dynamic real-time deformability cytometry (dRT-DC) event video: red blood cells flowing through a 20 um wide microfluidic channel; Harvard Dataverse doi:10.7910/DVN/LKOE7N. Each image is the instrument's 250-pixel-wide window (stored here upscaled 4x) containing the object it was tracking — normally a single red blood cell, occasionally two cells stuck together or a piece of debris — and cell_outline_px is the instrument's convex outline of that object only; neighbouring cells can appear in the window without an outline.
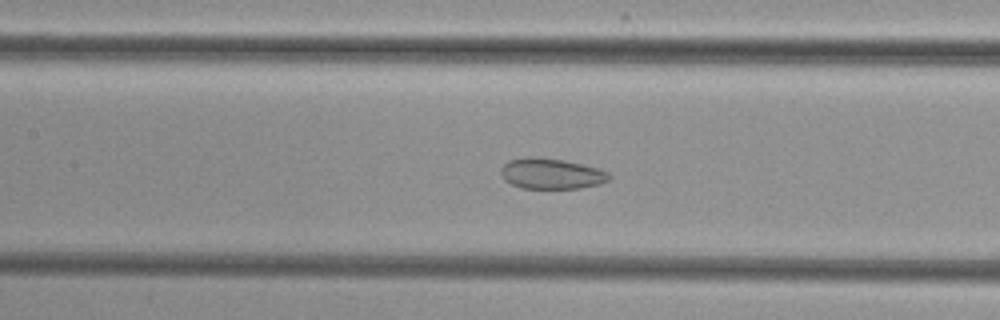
{"species": "common noctule bat (a hibernating species)", "species_latin": "Nyctalus noctula", "temperature_condition": "cold", "stored_images_in_passage": 52, "camera_frame_rate_fps": 3000, "um_per_image_px": 0.085, "animal": {"sex": "female", "body_mass_g": 29.2, "forearm_length_mm": 56.3}, "frame": {"image": 1, "passage_image": 23, "time_ms": 7.333, "image_size_px": [1000, 320], "cell_outline_px": [[612, 176], [608, 180], [600, 184], [580, 188], [520, 188], [504, 180], [500, 172], [500, 168], [508, 160], [524, 156], [536, 156], [564, 160], [600, 168], [608, 172]], "centroid_in_image_um": [46.85, 14.74], "position_along_channel_um": 160.6, "area_um2": 19.65}}
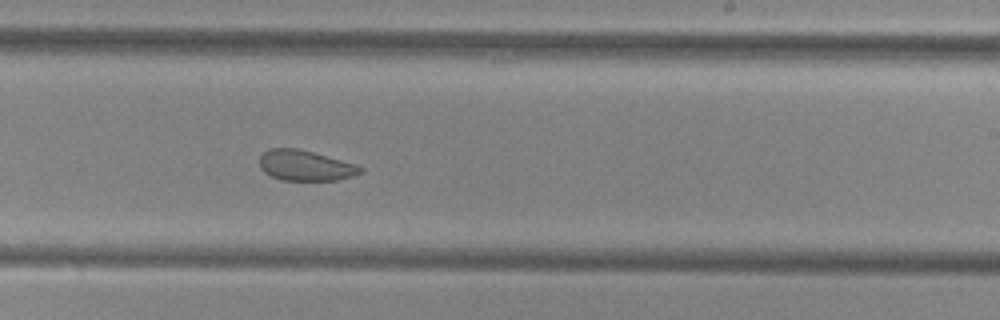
{"frame": {"image": 2, "passage_image": 31, "time_ms": 10.0, "image_size_px": [1000, 320], "cell_outline_px": [[364, 172], [352, 176], [336, 180], [280, 180], [264, 172], [260, 168], [260, 156], [268, 148], [296, 148], [312, 152], [356, 164], [364, 168]], "centroid_in_image_um": [25.95, 14.07], "position_along_channel_um": 263.0, "area_um2": 17.86}}
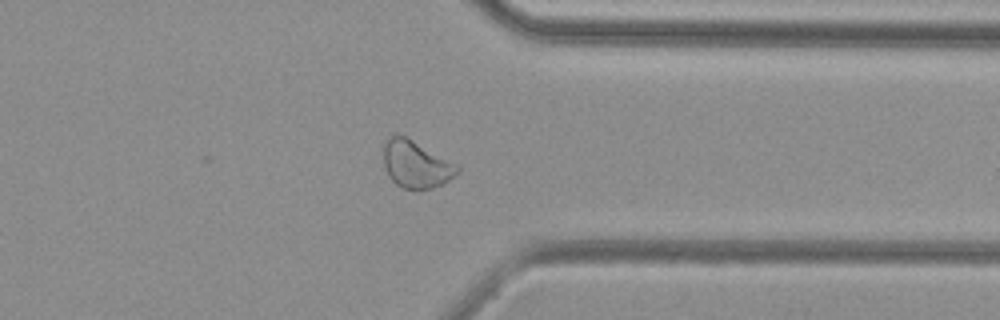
{"frame": {"image": 3, "passage_image": 40, "time_ms": 13.0, "image_size_px": [1000, 320], "cell_outline_px": [[460, 172], [444, 184], [420, 192], [404, 188], [396, 184], [388, 176], [384, 164], [384, 144], [388, 136], [396, 132], [412, 140], [456, 164], [460, 168]], "centroid_in_image_um": [35.35, 13.99], "position_along_channel_um": 376.0, "area_um2": 20.58}}